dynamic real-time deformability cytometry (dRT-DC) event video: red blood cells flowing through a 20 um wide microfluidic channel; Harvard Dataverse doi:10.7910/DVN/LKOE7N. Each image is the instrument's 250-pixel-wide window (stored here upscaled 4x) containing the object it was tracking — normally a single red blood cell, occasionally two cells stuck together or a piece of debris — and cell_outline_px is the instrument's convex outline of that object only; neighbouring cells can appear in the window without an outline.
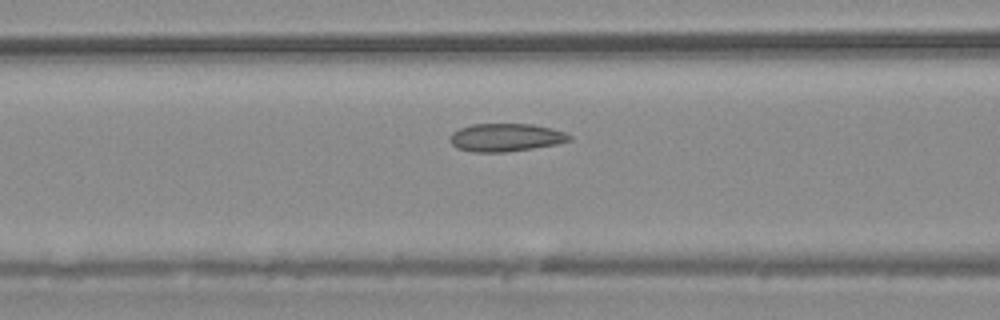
{"species": "common noctule bat (a hibernating species)", "species_latin": "Nyctalus noctula", "temperature_condition": "warm", "stored_images_in_passage": 43, "camera_frame_rate_fps": 3000, "um_per_image_px": 0.085, "animal": {"sex": "male", "body_mass_g": 20.4}, "frame": {"image": 1, "passage_image": 10, "time_ms": 3.0, "image_size_px": [1000, 320], "cell_outline_px": [[572, 140], [556, 144], [532, 148], [504, 152], [472, 152], [456, 148], [448, 140], [448, 136], [452, 132], [460, 128], [472, 124], [532, 124], [552, 128], [564, 132], [572, 136]], "centroid_in_image_um": [42.95, 11.68], "position_along_channel_um": 123.6, "area_um2": 19.59}}
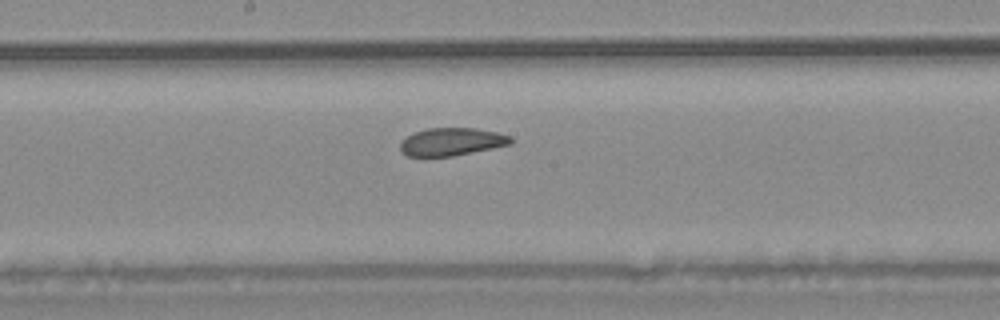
{"frame": {"image": 2, "passage_image": 17, "time_ms": 5.333, "image_size_px": [1000, 320], "cell_outline_px": [[512, 144], [452, 156], [408, 156], [400, 152], [400, 144], [412, 132], [428, 128], [476, 128], [496, 132], [512, 136]], "centroid_in_image_um": [38.39, 12.04], "position_along_channel_um": 209.8, "area_um2": 17.86}}
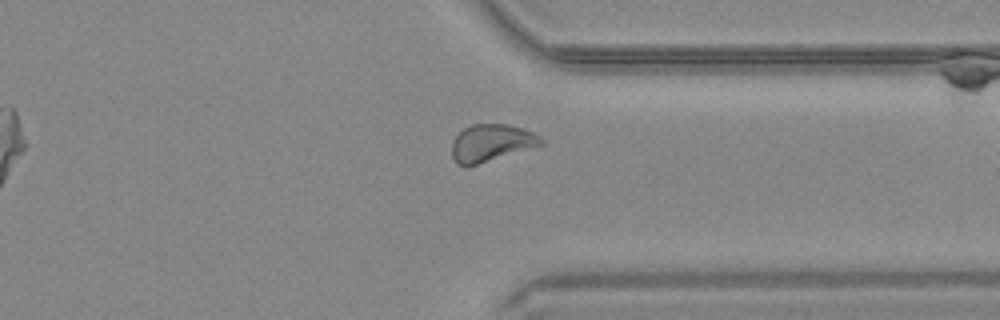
{"frame": {"image": 3, "passage_image": 30, "time_ms": 9.667, "image_size_px": [1000, 320], "cell_outline_px": [[544, 144], [468, 168], [464, 168], [456, 164], [452, 156], [452, 144], [456, 136], [464, 128], [472, 124], [508, 124], [524, 128], [540, 136], [544, 140]], "centroid_in_image_um": [41.75, 12.17], "position_along_channel_um": 369.7, "area_um2": 19.71}, "authors_computed_cell_mechanics": {"area_um2": 19.4208, "velocity_mm_per_s": 3.6983, "shape_relaxation_time_tau1_ms": null, "shape_relaxation_time_tau2_ms": 2.54, "deformation_change_tau1": null, "deformation_change_tau2": 0.071}}